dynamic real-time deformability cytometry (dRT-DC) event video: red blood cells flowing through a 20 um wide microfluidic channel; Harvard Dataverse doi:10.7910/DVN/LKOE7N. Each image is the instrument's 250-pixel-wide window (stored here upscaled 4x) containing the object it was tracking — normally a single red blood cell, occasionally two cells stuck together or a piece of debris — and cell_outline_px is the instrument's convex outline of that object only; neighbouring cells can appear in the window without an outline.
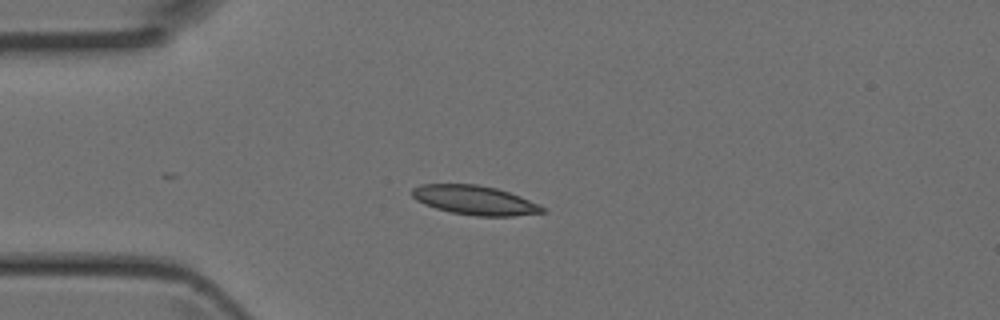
{"species": "Egyptian fruit bat (a non-hibernating species)", "species_latin": "Rousettus aegyptiacus", "temperature_condition": "room temperature", "stored_images_in_passage": 5, "camera_frame_rate_fps": 3000, "um_per_image_px": 0.085, "animal": {"sex": "female"}, "frame": {"image": 1, "passage_image": 4, "time_ms": 1.0, "image_size_px": [1000, 320], "cell_outline_px": [[544, 212], [512, 216], [476, 216], [452, 212], [436, 208], [424, 204], [416, 200], [412, 196], [412, 188], [420, 184], [476, 184], [496, 188], [520, 196], [540, 204], [544, 208]], "centroid_in_image_um": [40.34, 17.01], "position_along_channel_um": 44.7, "area_um2": 22.08}}